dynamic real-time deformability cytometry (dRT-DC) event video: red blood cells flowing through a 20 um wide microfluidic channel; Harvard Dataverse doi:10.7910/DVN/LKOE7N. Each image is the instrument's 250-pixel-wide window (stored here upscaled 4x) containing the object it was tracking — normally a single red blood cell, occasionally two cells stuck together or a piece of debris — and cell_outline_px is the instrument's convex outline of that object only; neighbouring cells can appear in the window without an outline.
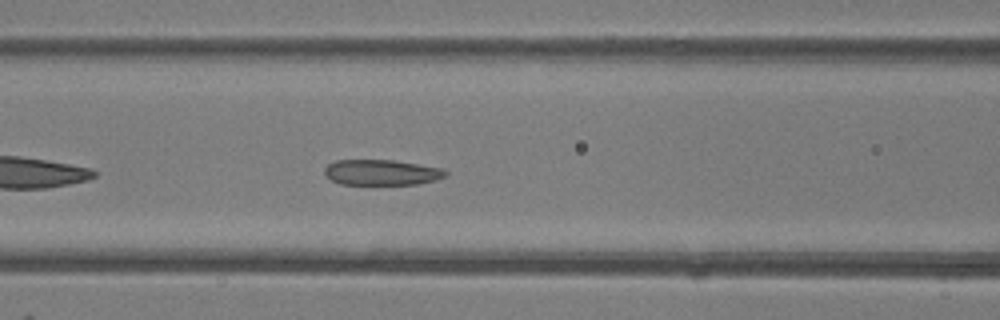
{"species": "common noctule bat (a hibernating species)", "species_latin": "Nyctalus noctula", "temperature_condition": "room temperature", "stored_images_in_passage": 36, "camera_frame_rate_fps": 3000, "um_per_image_px": 0.085, "animal": {"sex": "female"}, "frame": {"image": 1, "passage_image": 7, "time_ms": 2.0, "image_size_px": [1000, 320], "cell_outline_px": [[448, 176], [436, 180], [416, 184], [340, 184], [332, 180], [324, 172], [324, 168], [328, 164], [336, 160], [392, 160], [444, 168], [448, 172]], "centroid_in_image_um": [32.48, 14.65], "position_along_channel_um": 134.1, "area_um2": 18.03}}
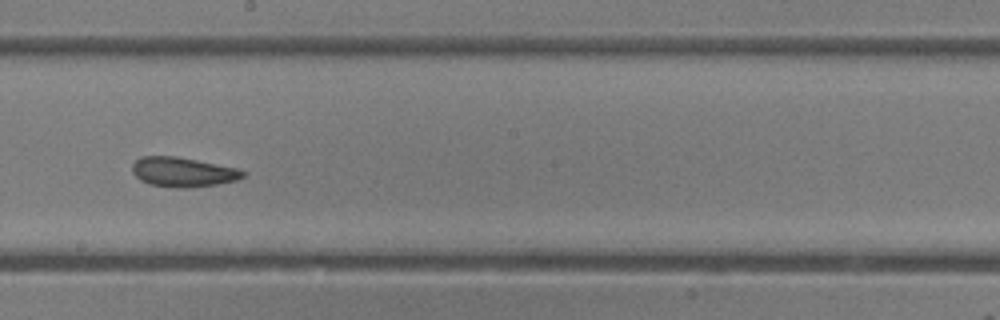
{"frame": {"image": 2, "passage_image": 14, "time_ms": 4.333, "image_size_px": [1000, 320], "cell_outline_px": [[248, 172], [244, 176], [236, 180], [216, 184], [188, 188], [176, 188], [148, 184], [140, 180], [132, 172], [132, 164], [140, 156], [176, 156], [236, 168]], "centroid_in_image_um": [15.52, 14.62], "position_along_channel_um": 232.7, "area_um2": 19.07}}
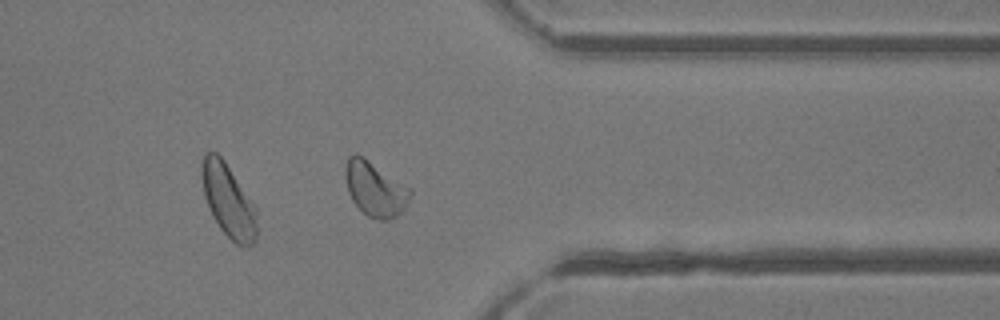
{"frame": {"image": 3, "passage_image": 25, "time_ms": 8.0, "image_size_px": [1000, 320], "cell_outline_px": [[412, 196], [404, 208], [396, 216], [388, 220], [380, 220], [368, 216], [352, 200], [348, 192], [344, 176], [344, 168], [348, 156], [356, 152], [364, 156], [412, 188]], "centroid_in_image_um": [31.88, 16.01], "position_along_channel_um": 379.5, "area_um2": 21.04}, "authors_computed_cell_mechanics": {"area_um2": 19.2474, "velocity_mm_per_s": 4.2233, "shape_relaxation_time_tau1_ms": null, "shape_relaxation_time_tau2_ms": 2.3346, "deformation_change_tau1": null, "deformation_change_tau2": 0.0798}}